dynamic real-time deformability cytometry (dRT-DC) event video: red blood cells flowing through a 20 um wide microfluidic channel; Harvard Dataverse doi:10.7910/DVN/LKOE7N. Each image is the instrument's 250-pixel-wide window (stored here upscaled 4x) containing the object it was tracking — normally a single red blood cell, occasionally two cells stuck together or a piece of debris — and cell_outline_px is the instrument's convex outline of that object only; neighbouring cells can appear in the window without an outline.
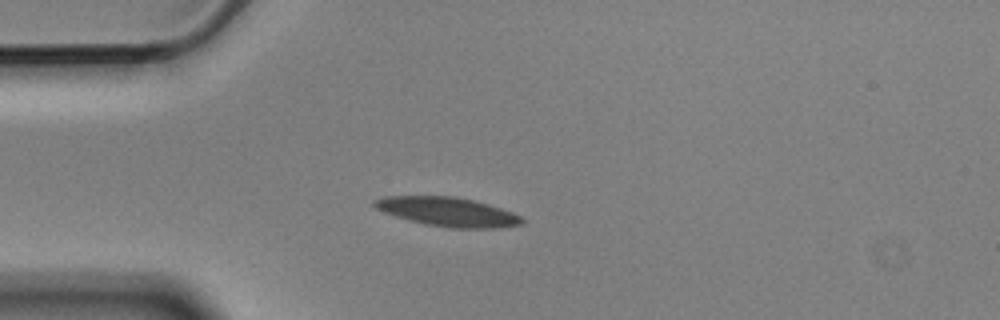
{"species": "Egyptian fruit bat (a non-hibernating species)", "species_latin": "Rousettus aegyptiacus", "temperature_condition": "cold", "stored_images_in_passage": 7, "camera_frame_rate_fps": 3000, "um_per_image_px": 0.085, "animal": {"sex": "male"}, "frame": {"image": 1, "passage_image": 4, "time_ms": 1.0, "image_size_px": [1000, 320], "cell_outline_px": [[524, 220], [520, 224], [492, 228], [452, 228], [424, 224], [396, 216], [384, 212], [376, 208], [372, 204], [372, 200], [384, 196], [452, 196], [472, 200], [488, 204], [512, 212], [520, 216]], "centroid_in_image_um": [38.0, 17.99], "position_along_channel_um": 47.0, "area_um2": 24.74}}
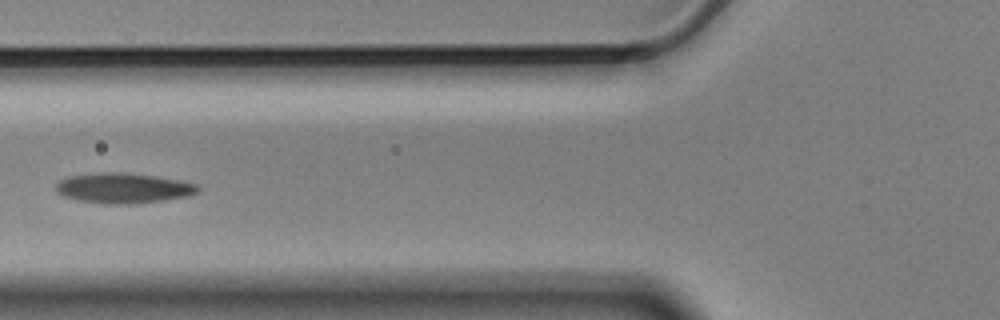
{"frame": {"image": 2, "passage_image": 6, "time_ms": 1.667, "image_size_px": [1000, 320], "cell_outline_px": [[200, 192], [188, 196], [164, 200], [132, 204], [104, 204], [76, 200], [64, 196], [56, 192], [56, 184], [60, 180], [68, 176], [100, 172], [108, 172], [152, 176], [180, 180], [196, 184], [200, 188]], "centroid_in_image_um": [10.47, 16.0], "position_along_channel_um": 115.3, "area_um2": 24.91}}
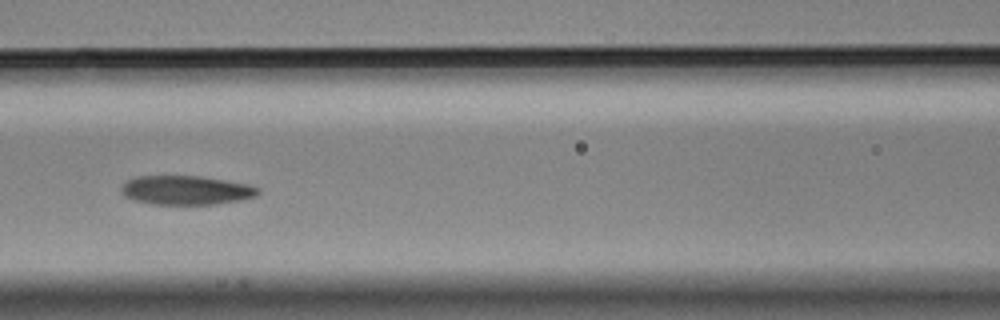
{"frame": {"image": 3, "passage_image": 7, "time_ms": 2.0, "image_size_px": [1000, 320], "cell_outline_px": [[260, 192], [256, 196], [240, 200], [216, 204], [152, 204], [132, 200], [124, 196], [120, 188], [128, 180], [136, 176], [200, 176], [248, 184], [260, 188]], "centroid_in_image_um": [15.81, 16.17], "position_along_channel_um": 150.8, "area_um2": 23.18}}